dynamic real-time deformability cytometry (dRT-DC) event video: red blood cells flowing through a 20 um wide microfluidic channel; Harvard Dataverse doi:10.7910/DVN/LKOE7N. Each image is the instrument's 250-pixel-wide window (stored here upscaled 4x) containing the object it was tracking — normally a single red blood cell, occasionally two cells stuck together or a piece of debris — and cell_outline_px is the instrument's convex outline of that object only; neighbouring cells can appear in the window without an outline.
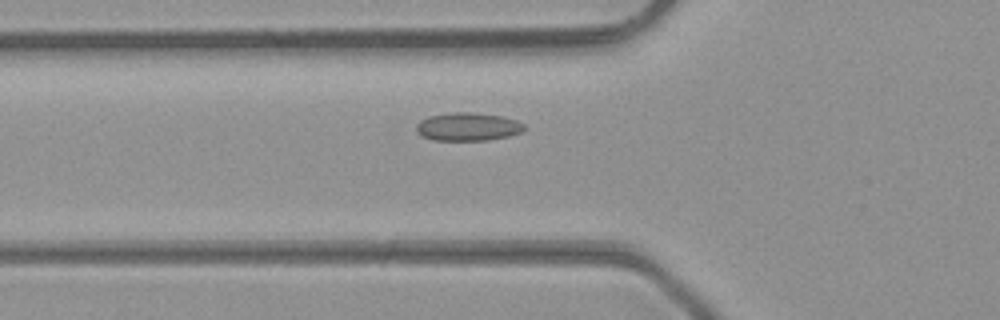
{"species": "common noctule bat (a hibernating species)", "species_latin": "Nyctalus noctula", "temperature_condition": "room temperature", "stored_images_in_passage": 28, "camera_frame_rate_fps": 3000, "um_per_image_px": 0.085, "animal": {"sex": "male", "body_mass_g": 23.1, "forearm_length_mm": 52.7}, "frame": {"image": 1, "passage_image": 2, "time_ms": 0.333, "image_size_px": [1000, 320], "cell_outline_px": [[524, 132], [508, 136], [488, 140], [436, 140], [424, 136], [416, 132], [416, 124], [420, 120], [428, 116], [448, 112], [472, 112], [504, 116], [516, 120], [524, 124]], "centroid_in_image_um": [39.78, 10.76], "position_along_channel_um": 86.0, "area_um2": 17.86}}
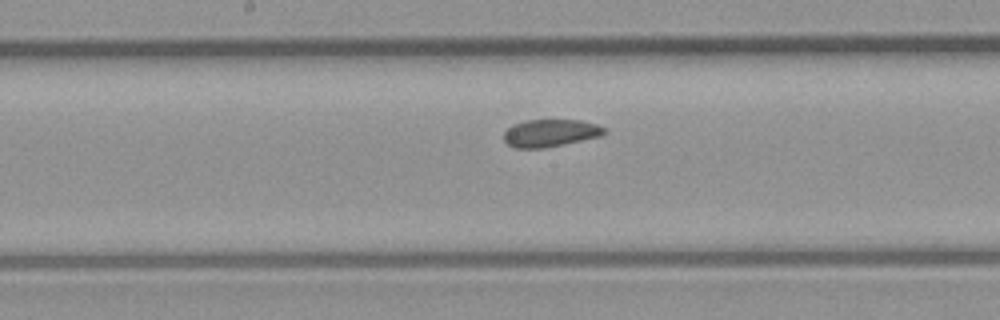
{"frame": {"image": 2, "passage_image": 10, "time_ms": 3.0, "image_size_px": [1000, 320], "cell_outline_px": [[608, 132], [600, 136], [544, 148], [516, 148], [508, 144], [504, 140], [504, 132], [512, 124], [524, 120], [580, 120], [596, 124], [604, 128]], "centroid_in_image_um": [46.76, 11.3], "position_along_channel_um": 201.4, "area_um2": 16.01}}
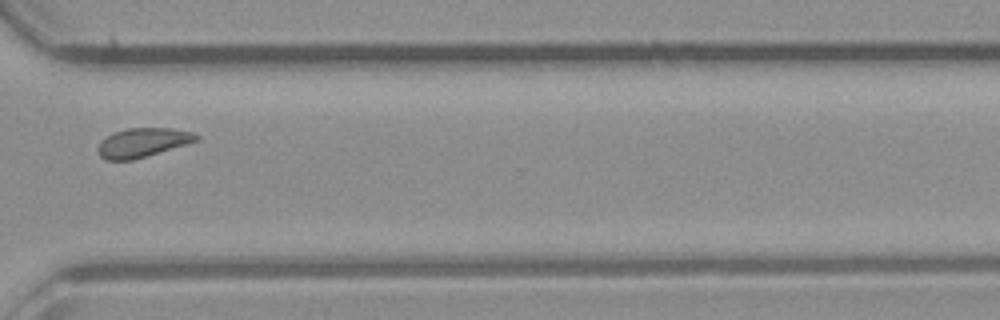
{"frame": {"image": 3, "passage_image": 21, "time_ms": 6.667, "image_size_px": [1000, 320], "cell_outline_px": [[200, 140], [188, 144], [132, 160], [104, 160], [100, 156], [96, 148], [100, 140], [112, 132], [128, 128], [172, 128], [192, 132], [200, 136]], "centroid_in_image_um": [12.11, 12.11], "position_along_channel_um": 358.5, "area_um2": 16.94}, "authors_computed_cell_mechanics": {"area_um2": 16.473, "velocity_mm_per_s": 4.2889, "shape_relaxation_time_tau1_ms": null, "shape_relaxation_time_tau2_ms": 1.001, "deformation_change_tau1": null, "deformation_change_tau2": 0.0523}}